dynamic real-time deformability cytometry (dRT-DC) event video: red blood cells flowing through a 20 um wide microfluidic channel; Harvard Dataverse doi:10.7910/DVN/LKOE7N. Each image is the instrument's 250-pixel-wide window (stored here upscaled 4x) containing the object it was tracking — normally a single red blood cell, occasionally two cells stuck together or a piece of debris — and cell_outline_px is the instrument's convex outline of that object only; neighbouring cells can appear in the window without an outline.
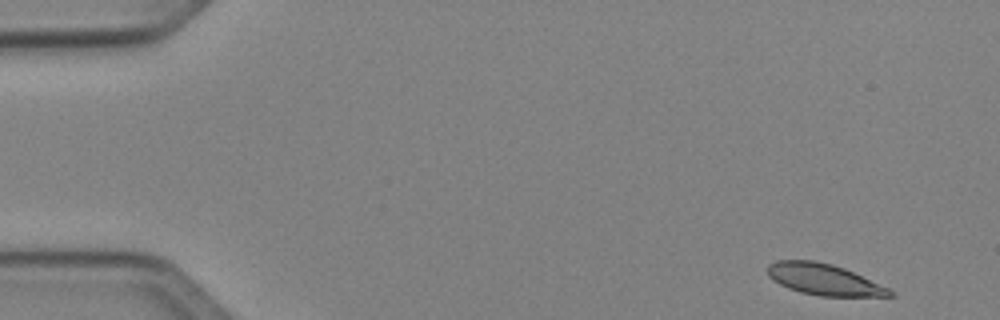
{"species": "Egyptian fruit bat (a non-hibernating species)", "species_latin": "Rousettus aegyptiacus", "temperature_condition": "cold", "stored_images_in_passage": 5, "segment_of_instrument_passage": [1, 2], "camera_frame_rate_fps": 3000, "um_per_image_px": 0.085, "animal": {"sex": "female"}, "frame": {"image": 1, "passage_image": 1, "time_ms": 0.0, "image_size_px": [1000, 320], "cell_outline_px": [[896, 296], [820, 296], [800, 292], [788, 288], [772, 280], [768, 276], [768, 264], [776, 260], [816, 260], [832, 264], [844, 268], [888, 288]], "centroid_in_image_um": [69.99, 23.74], "position_along_channel_um": 15.0, "area_um2": 22.14}}
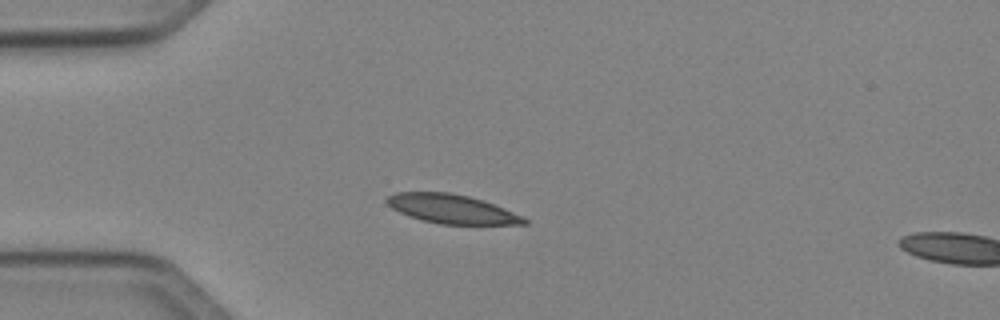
{"frame": {"image": 2, "passage_image": 4, "time_ms": 3.333, "image_size_px": [1000, 320], "cell_outline_px": [[528, 224], [440, 224], [420, 220], [408, 216], [392, 208], [384, 200], [388, 196], [396, 192], [448, 192], [468, 196], [484, 200], [524, 216], [528, 220]], "centroid_in_image_um": [38.4, 17.76], "position_along_channel_um": 46.6, "area_um2": 23.29}}